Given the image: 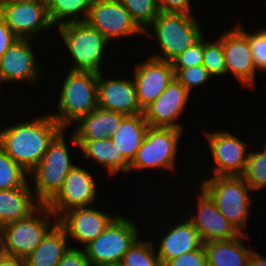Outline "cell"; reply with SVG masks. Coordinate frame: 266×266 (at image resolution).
<instances>
[{"label":"cell","instance_id":"obj_16","mask_svg":"<svg viewBox=\"0 0 266 266\" xmlns=\"http://www.w3.org/2000/svg\"><path fill=\"white\" fill-rule=\"evenodd\" d=\"M32 41V39H18L1 56L0 85L23 80V82L28 81L32 84L38 83L42 70L38 65L33 47L30 46Z\"/></svg>","mask_w":266,"mask_h":266},{"label":"cell","instance_id":"obj_6","mask_svg":"<svg viewBox=\"0 0 266 266\" xmlns=\"http://www.w3.org/2000/svg\"><path fill=\"white\" fill-rule=\"evenodd\" d=\"M64 129L53 139L39 164L29 173L34 178L36 199L47 205L61 190L69 171L75 166L64 137Z\"/></svg>","mask_w":266,"mask_h":266},{"label":"cell","instance_id":"obj_2","mask_svg":"<svg viewBox=\"0 0 266 266\" xmlns=\"http://www.w3.org/2000/svg\"><path fill=\"white\" fill-rule=\"evenodd\" d=\"M193 14L159 12L154 21L144 31L145 36L154 34L162 55L150 57L172 62V60L186 49L193 46L203 37V31ZM153 30V34L148 29ZM202 31V32H201Z\"/></svg>","mask_w":266,"mask_h":266},{"label":"cell","instance_id":"obj_15","mask_svg":"<svg viewBox=\"0 0 266 266\" xmlns=\"http://www.w3.org/2000/svg\"><path fill=\"white\" fill-rule=\"evenodd\" d=\"M190 92L175 78L160 96L144 109V117L149 127L175 128L183 130L176 121L187 106Z\"/></svg>","mask_w":266,"mask_h":266},{"label":"cell","instance_id":"obj_17","mask_svg":"<svg viewBox=\"0 0 266 266\" xmlns=\"http://www.w3.org/2000/svg\"><path fill=\"white\" fill-rule=\"evenodd\" d=\"M134 84L140 107L153 103L174 79L171 62L148 57L134 68Z\"/></svg>","mask_w":266,"mask_h":266},{"label":"cell","instance_id":"obj_19","mask_svg":"<svg viewBox=\"0 0 266 266\" xmlns=\"http://www.w3.org/2000/svg\"><path fill=\"white\" fill-rule=\"evenodd\" d=\"M116 216L107 215L90 206L65 212L58 223L64 228L68 238L85 246L100 236Z\"/></svg>","mask_w":266,"mask_h":266},{"label":"cell","instance_id":"obj_40","mask_svg":"<svg viewBox=\"0 0 266 266\" xmlns=\"http://www.w3.org/2000/svg\"><path fill=\"white\" fill-rule=\"evenodd\" d=\"M18 39L0 16V58Z\"/></svg>","mask_w":266,"mask_h":266},{"label":"cell","instance_id":"obj_30","mask_svg":"<svg viewBox=\"0 0 266 266\" xmlns=\"http://www.w3.org/2000/svg\"><path fill=\"white\" fill-rule=\"evenodd\" d=\"M139 239L124 254L120 264L122 266H163L152 241Z\"/></svg>","mask_w":266,"mask_h":266},{"label":"cell","instance_id":"obj_26","mask_svg":"<svg viewBox=\"0 0 266 266\" xmlns=\"http://www.w3.org/2000/svg\"><path fill=\"white\" fill-rule=\"evenodd\" d=\"M149 124L144 114L126 115L116 132L111 135L113 145L131 163L145 138Z\"/></svg>","mask_w":266,"mask_h":266},{"label":"cell","instance_id":"obj_28","mask_svg":"<svg viewBox=\"0 0 266 266\" xmlns=\"http://www.w3.org/2000/svg\"><path fill=\"white\" fill-rule=\"evenodd\" d=\"M92 2L93 0H47L49 19L52 25L57 27L65 23L84 22L87 19ZM80 13L84 18L79 19Z\"/></svg>","mask_w":266,"mask_h":266},{"label":"cell","instance_id":"obj_9","mask_svg":"<svg viewBox=\"0 0 266 266\" xmlns=\"http://www.w3.org/2000/svg\"><path fill=\"white\" fill-rule=\"evenodd\" d=\"M182 134L183 130L175 128L149 127L142 145L130 163L129 172L146 168L174 171L178 142Z\"/></svg>","mask_w":266,"mask_h":266},{"label":"cell","instance_id":"obj_25","mask_svg":"<svg viewBox=\"0 0 266 266\" xmlns=\"http://www.w3.org/2000/svg\"><path fill=\"white\" fill-rule=\"evenodd\" d=\"M245 234L231 240L203 243L208 266H247L253 249L244 245L243 240L248 238Z\"/></svg>","mask_w":266,"mask_h":266},{"label":"cell","instance_id":"obj_32","mask_svg":"<svg viewBox=\"0 0 266 266\" xmlns=\"http://www.w3.org/2000/svg\"><path fill=\"white\" fill-rule=\"evenodd\" d=\"M145 31L160 12L158 0H118Z\"/></svg>","mask_w":266,"mask_h":266},{"label":"cell","instance_id":"obj_14","mask_svg":"<svg viewBox=\"0 0 266 266\" xmlns=\"http://www.w3.org/2000/svg\"><path fill=\"white\" fill-rule=\"evenodd\" d=\"M218 38L223 43L226 74H233L243 86L253 87L257 68L250 51L248 32L237 24Z\"/></svg>","mask_w":266,"mask_h":266},{"label":"cell","instance_id":"obj_12","mask_svg":"<svg viewBox=\"0 0 266 266\" xmlns=\"http://www.w3.org/2000/svg\"><path fill=\"white\" fill-rule=\"evenodd\" d=\"M206 133L209 150L215 163L213 176H242L245 172L249 152L248 143L228 131Z\"/></svg>","mask_w":266,"mask_h":266},{"label":"cell","instance_id":"obj_38","mask_svg":"<svg viewBox=\"0 0 266 266\" xmlns=\"http://www.w3.org/2000/svg\"><path fill=\"white\" fill-rule=\"evenodd\" d=\"M57 266H91V263L82 248L72 246L64 253Z\"/></svg>","mask_w":266,"mask_h":266},{"label":"cell","instance_id":"obj_21","mask_svg":"<svg viewBox=\"0 0 266 266\" xmlns=\"http://www.w3.org/2000/svg\"><path fill=\"white\" fill-rule=\"evenodd\" d=\"M168 227V231L161 235L159 247L155 248L156 254L163 265L168 260L197 250L203 245L198 231L188 219Z\"/></svg>","mask_w":266,"mask_h":266},{"label":"cell","instance_id":"obj_3","mask_svg":"<svg viewBox=\"0 0 266 266\" xmlns=\"http://www.w3.org/2000/svg\"><path fill=\"white\" fill-rule=\"evenodd\" d=\"M57 113L51 116L66 130L82 116L98 107V74L70 70L62 81Z\"/></svg>","mask_w":266,"mask_h":266},{"label":"cell","instance_id":"obj_35","mask_svg":"<svg viewBox=\"0 0 266 266\" xmlns=\"http://www.w3.org/2000/svg\"><path fill=\"white\" fill-rule=\"evenodd\" d=\"M204 39L202 37L193 46L175 57L171 62L172 68H188L203 64Z\"/></svg>","mask_w":266,"mask_h":266},{"label":"cell","instance_id":"obj_11","mask_svg":"<svg viewBox=\"0 0 266 266\" xmlns=\"http://www.w3.org/2000/svg\"><path fill=\"white\" fill-rule=\"evenodd\" d=\"M86 22L109 41L139 34L144 36V31L118 0H93Z\"/></svg>","mask_w":266,"mask_h":266},{"label":"cell","instance_id":"obj_43","mask_svg":"<svg viewBox=\"0 0 266 266\" xmlns=\"http://www.w3.org/2000/svg\"><path fill=\"white\" fill-rule=\"evenodd\" d=\"M102 266H122L120 263L117 264H107V265H102Z\"/></svg>","mask_w":266,"mask_h":266},{"label":"cell","instance_id":"obj_33","mask_svg":"<svg viewBox=\"0 0 266 266\" xmlns=\"http://www.w3.org/2000/svg\"><path fill=\"white\" fill-rule=\"evenodd\" d=\"M203 65L211 76L226 74L223 43L219 38L213 42L204 40Z\"/></svg>","mask_w":266,"mask_h":266},{"label":"cell","instance_id":"obj_42","mask_svg":"<svg viewBox=\"0 0 266 266\" xmlns=\"http://www.w3.org/2000/svg\"><path fill=\"white\" fill-rule=\"evenodd\" d=\"M247 266H266V257L253 249Z\"/></svg>","mask_w":266,"mask_h":266},{"label":"cell","instance_id":"obj_22","mask_svg":"<svg viewBox=\"0 0 266 266\" xmlns=\"http://www.w3.org/2000/svg\"><path fill=\"white\" fill-rule=\"evenodd\" d=\"M125 114L96 108L88 115L79 118L72 133L76 141H93L110 138L116 132Z\"/></svg>","mask_w":266,"mask_h":266},{"label":"cell","instance_id":"obj_7","mask_svg":"<svg viewBox=\"0 0 266 266\" xmlns=\"http://www.w3.org/2000/svg\"><path fill=\"white\" fill-rule=\"evenodd\" d=\"M67 46L73 64L70 70L101 73V61L109 40L86 21L56 27Z\"/></svg>","mask_w":266,"mask_h":266},{"label":"cell","instance_id":"obj_27","mask_svg":"<svg viewBox=\"0 0 266 266\" xmlns=\"http://www.w3.org/2000/svg\"><path fill=\"white\" fill-rule=\"evenodd\" d=\"M67 238L66 231L57 223L25 258L26 266H57L70 247Z\"/></svg>","mask_w":266,"mask_h":266},{"label":"cell","instance_id":"obj_34","mask_svg":"<svg viewBox=\"0 0 266 266\" xmlns=\"http://www.w3.org/2000/svg\"><path fill=\"white\" fill-rule=\"evenodd\" d=\"M174 78L181 83L190 93L192 88L201 86L212 76L203 64L188 68H173Z\"/></svg>","mask_w":266,"mask_h":266},{"label":"cell","instance_id":"obj_18","mask_svg":"<svg viewBox=\"0 0 266 266\" xmlns=\"http://www.w3.org/2000/svg\"><path fill=\"white\" fill-rule=\"evenodd\" d=\"M197 199V212L191 214L190 218L187 217V219L198 231L203 243L231 240L241 234L221 214L215 202L201 187Z\"/></svg>","mask_w":266,"mask_h":266},{"label":"cell","instance_id":"obj_24","mask_svg":"<svg viewBox=\"0 0 266 266\" xmlns=\"http://www.w3.org/2000/svg\"><path fill=\"white\" fill-rule=\"evenodd\" d=\"M12 190H0V228L28 218L41 204L37 201L32 186Z\"/></svg>","mask_w":266,"mask_h":266},{"label":"cell","instance_id":"obj_5","mask_svg":"<svg viewBox=\"0 0 266 266\" xmlns=\"http://www.w3.org/2000/svg\"><path fill=\"white\" fill-rule=\"evenodd\" d=\"M50 216L55 222H51ZM57 223L58 219L49 207L41 205L28 218L0 228V252L25 259Z\"/></svg>","mask_w":266,"mask_h":266},{"label":"cell","instance_id":"obj_10","mask_svg":"<svg viewBox=\"0 0 266 266\" xmlns=\"http://www.w3.org/2000/svg\"><path fill=\"white\" fill-rule=\"evenodd\" d=\"M0 16L19 39L33 40L38 33L54 27L46 1L0 0Z\"/></svg>","mask_w":266,"mask_h":266},{"label":"cell","instance_id":"obj_20","mask_svg":"<svg viewBox=\"0 0 266 266\" xmlns=\"http://www.w3.org/2000/svg\"><path fill=\"white\" fill-rule=\"evenodd\" d=\"M98 74V108L119 112L125 115L141 114L134 80L106 79Z\"/></svg>","mask_w":266,"mask_h":266},{"label":"cell","instance_id":"obj_13","mask_svg":"<svg viewBox=\"0 0 266 266\" xmlns=\"http://www.w3.org/2000/svg\"><path fill=\"white\" fill-rule=\"evenodd\" d=\"M93 176L84 168L75 165L67 174L59 193L47 204L59 219L65 212L95 203L97 184Z\"/></svg>","mask_w":266,"mask_h":266},{"label":"cell","instance_id":"obj_8","mask_svg":"<svg viewBox=\"0 0 266 266\" xmlns=\"http://www.w3.org/2000/svg\"><path fill=\"white\" fill-rule=\"evenodd\" d=\"M137 227L131 219L117 215L100 236L82 247L91 266L120 263L139 238Z\"/></svg>","mask_w":266,"mask_h":266},{"label":"cell","instance_id":"obj_39","mask_svg":"<svg viewBox=\"0 0 266 266\" xmlns=\"http://www.w3.org/2000/svg\"><path fill=\"white\" fill-rule=\"evenodd\" d=\"M161 12L192 14L190 0H158Z\"/></svg>","mask_w":266,"mask_h":266},{"label":"cell","instance_id":"obj_29","mask_svg":"<svg viewBox=\"0 0 266 266\" xmlns=\"http://www.w3.org/2000/svg\"><path fill=\"white\" fill-rule=\"evenodd\" d=\"M28 178L29 173L0 147V190L23 188L29 183Z\"/></svg>","mask_w":266,"mask_h":266},{"label":"cell","instance_id":"obj_23","mask_svg":"<svg viewBox=\"0 0 266 266\" xmlns=\"http://www.w3.org/2000/svg\"><path fill=\"white\" fill-rule=\"evenodd\" d=\"M71 142L79 147L84 154L85 159H92L106 167L109 174L115 175L118 172L129 173L130 163L124 158L121 151L113 145L111 138L97 139L93 141H76L75 136L71 134Z\"/></svg>","mask_w":266,"mask_h":266},{"label":"cell","instance_id":"obj_31","mask_svg":"<svg viewBox=\"0 0 266 266\" xmlns=\"http://www.w3.org/2000/svg\"><path fill=\"white\" fill-rule=\"evenodd\" d=\"M242 176L252 191L266 187V144L260 152L249 151L247 166Z\"/></svg>","mask_w":266,"mask_h":266},{"label":"cell","instance_id":"obj_36","mask_svg":"<svg viewBox=\"0 0 266 266\" xmlns=\"http://www.w3.org/2000/svg\"><path fill=\"white\" fill-rule=\"evenodd\" d=\"M248 40L257 71L266 72V28L248 33Z\"/></svg>","mask_w":266,"mask_h":266},{"label":"cell","instance_id":"obj_1","mask_svg":"<svg viewBox=\"0 0 266 266\" xmlns=\"http://www.w3.org/2000/svg\"><path fill=\"white\" fill-rule=\"evenodd\" d=\"M62 130L51 115L38 116L31 121H20L1 129L0 147L30 173Z\"/></svg>","mask_w":266,"mask_h":266},{"label":"cell","instance_id":"obj_37","mask_svg":"<svg viewBox=\"0 0 266 266\" xmlns=\"http://www.w3.org/2000/svg\"><path fill=\"white\" fill-rule=\"evenodd\" d=\"M163 266H208L204 246L168 260Z\"/></svg>","mask_w":266,"mask_h":266},{"label":"cell","instance_id":"obj_41","mask_svg":"<svg viewBox=\"0 0 266 266\" xmlns=\"http://www.w3.org/2000/svg\"><path fill=\"white\" fill-rule=\"evenodd\" d=\"M0 266H26L25 259L0 252Z\"/></svg>","mask_w":266,"mask_h":266},{"label":"cell","instance_id":"obj_4","mask_svg":"<svg viewBox=\"0 0 266 266\" xmlns=\"http://www.w3.org/2000/svg\"><path fill=\"white\" fill-rule=\"evenodd\" d=\"M200 187L215 202L218 210L241 234L246 229L250 206L251 187L243 176H211L201 182Z\"/></svg>","mask_w":266,"mask_h":266}]
</instances>
